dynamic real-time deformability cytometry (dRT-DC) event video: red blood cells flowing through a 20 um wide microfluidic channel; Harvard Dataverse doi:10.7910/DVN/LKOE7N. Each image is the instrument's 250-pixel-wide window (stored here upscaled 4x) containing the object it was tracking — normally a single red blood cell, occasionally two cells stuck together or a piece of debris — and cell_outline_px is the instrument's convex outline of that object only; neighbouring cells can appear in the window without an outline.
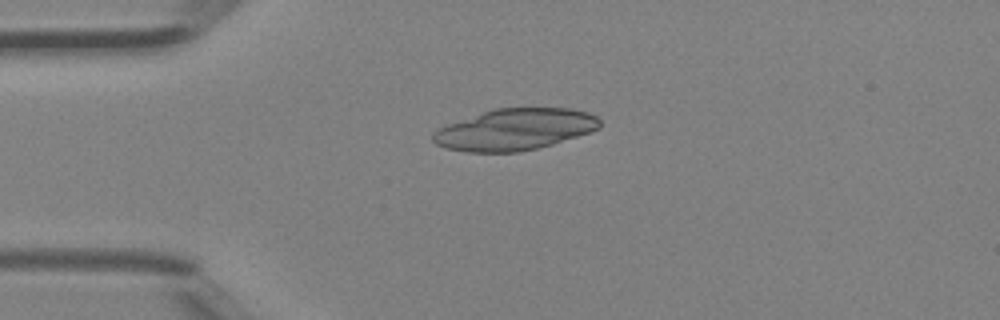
{"species": "Egyptian fruit bat (a non-hibernating species)", "species_latin": "Rousettus aegyptiacus", "temperature_condition": "room temperature", "stored_images_in_passage": 2, "camera_frame_rate_fps": 3000, "um_per_image_px": 0.085, "animal": {"sex": "female"}, "frame": {"image": 1, "passage_image": 1, "time_ms": 0.0, "image_size_px": [1000, 320], "cell_outline_px": [[600, 128], [592, 132], [552, 144], [520, 152], [468, 152], [444, 148], [436, 144], [432, 140], [432, 132], [436, 128], [496, 108], [568, 108], [588, 112], [596, 116], [600, 120]], "centroid_in_image_um": [43.76, 11.01], "position_along_channel_um": 41.2, "area_um2": 40.29}}